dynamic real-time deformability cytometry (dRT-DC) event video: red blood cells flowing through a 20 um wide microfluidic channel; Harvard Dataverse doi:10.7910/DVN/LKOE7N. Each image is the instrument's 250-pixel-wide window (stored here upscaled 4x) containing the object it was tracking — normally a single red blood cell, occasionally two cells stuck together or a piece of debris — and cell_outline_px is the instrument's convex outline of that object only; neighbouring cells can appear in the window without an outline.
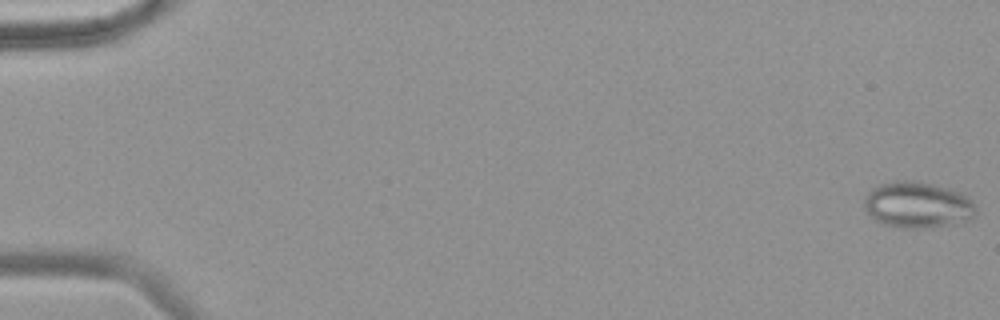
{"species": "common noctule bat (a hibernating species)", "species_latin": "Nyctalus noctula", "temperature_condition": "warm", "stored_images_in_passage": 58, "camera_frame_rate_fps": 3000, "um_per_image_px": 0.085, "animal": {"sex": "female", "body_mass_g": 18.4}, "frame": {"image": 1, "passage_image": 1, "time_ms": 0.0, "image_size_px": [1000, 320], "cell_outline_px": [[976, 216], [968, 220], [952, 224], [916, 228], [904, 228], [880, 224], [864, 208], [864, 196], [872, 188], [880, 184], [892, 180], [916, 180], [964, 192], [972, 200], [976, 208]], "centroid_in_image_um": [78.0, 17.39], "position_along_channel_um": 7.0, "area_um2": 30.4}}
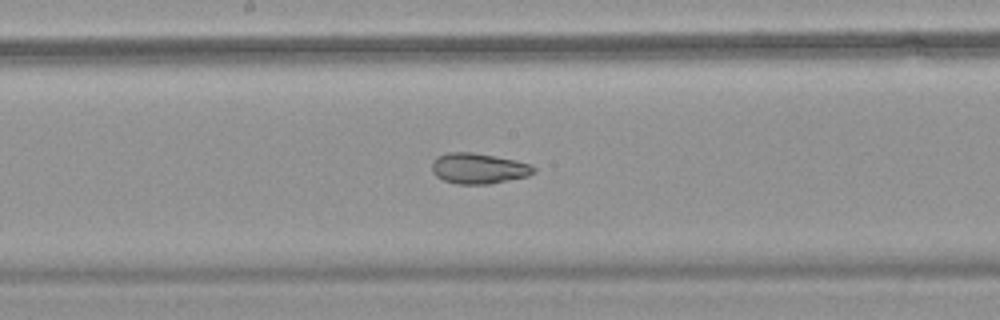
{"frame": {"image": 2, "passage_image": 32, "time_ms": 10.333, "image_size_px": [1000, 320], "cell_outline_px": [[536, 172], [528, 176], [488, 184], [456, 184], [444, 180], [436, 176], [432, 172], [432, 160], [436, 156], [448, 152], [472, 152], [516, 160], [532, 164], [536, 168]], "centroid_in_image_um": [40.68, 14.31], "position_along_channel_um": 207.5, "area_um2": 18.32}}
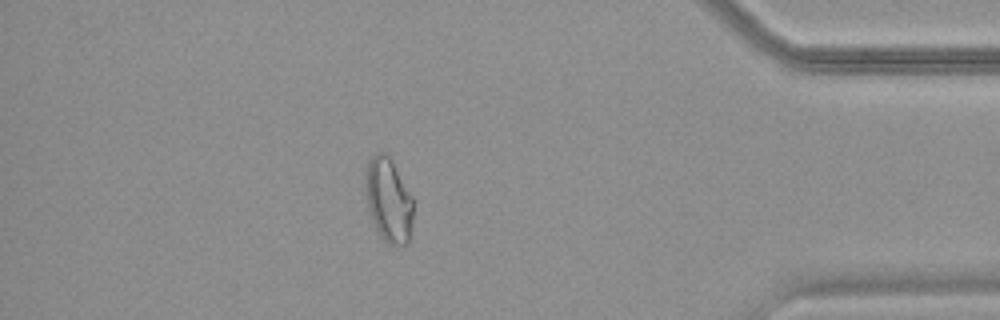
{"frame": {"image": 3, "passage_image": 51, "time_ms": 16.667, "image_size_px": [1000, 320], "cell_outline_px": [[412, 220], [408, 244], [388, 244], [380, 236], [372, 220], [368, 208], [364, 188], [368, 160], [376, 152], [384, 152], [392, 160], [412, 196]], "centroid_in_image_um": [33.01, 16.99], "position_along_channel_um": 402.2, "area_um2": 23.35}, "authors_computed_cell_mechanics": {"area_um2": 23.6402, "velocity_mm_per_s": 3.5928, "shape_relaxation_time_tau1_ms": null, "shape_relaxation_time_tau2_ms": 2.0687, "deformation_change_tau1": null, "deformation_change_tau2": 0.0791}}